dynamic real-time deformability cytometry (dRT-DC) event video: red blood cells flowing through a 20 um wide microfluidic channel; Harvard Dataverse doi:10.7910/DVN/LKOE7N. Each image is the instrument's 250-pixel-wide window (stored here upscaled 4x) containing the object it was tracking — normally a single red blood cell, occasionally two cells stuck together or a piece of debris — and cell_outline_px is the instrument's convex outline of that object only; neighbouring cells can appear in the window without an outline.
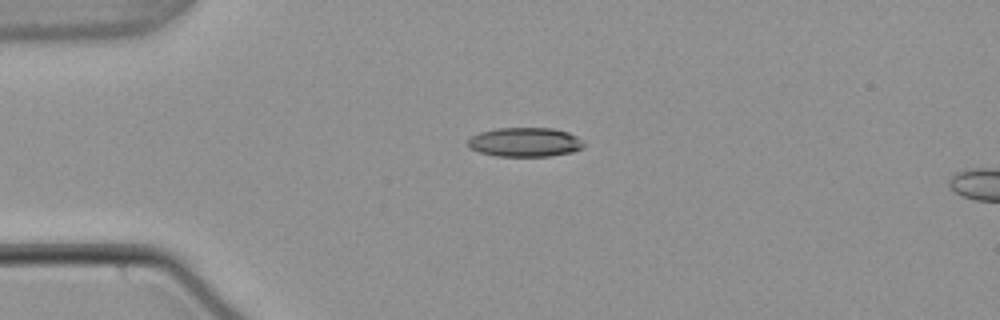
{"species": "common noctule bat (a hibernating species)", "species_latin": "Nyctalus noctula", "temperature_condition": "warm", "stored_images_in_passage": 5, "camera_frame_rate_fps": 3000, "um_per_image_px": 0.085, "animal": {"sex": "male", "body_mass_g": 21.5, "forearm_length_mm": 52.0}, "frame": {"image": 1, "passage_image": 1, "time_ms": 0.0, "image_size_px": [1000, 320], "cell_outline_px": [[584, 144], [580, 148], [572, 152], [548, 156], [496, 156], [480, 152], [472, 148], [468, 144], [468, 140], [472, 136], [480, 132], [496, 128], [552, 128], [568, 132], [584, 140]], "centroid_in_image_um": [44.64, 12.07], "position_along_channel_um": 40.4, "area_um2": 19.59}}